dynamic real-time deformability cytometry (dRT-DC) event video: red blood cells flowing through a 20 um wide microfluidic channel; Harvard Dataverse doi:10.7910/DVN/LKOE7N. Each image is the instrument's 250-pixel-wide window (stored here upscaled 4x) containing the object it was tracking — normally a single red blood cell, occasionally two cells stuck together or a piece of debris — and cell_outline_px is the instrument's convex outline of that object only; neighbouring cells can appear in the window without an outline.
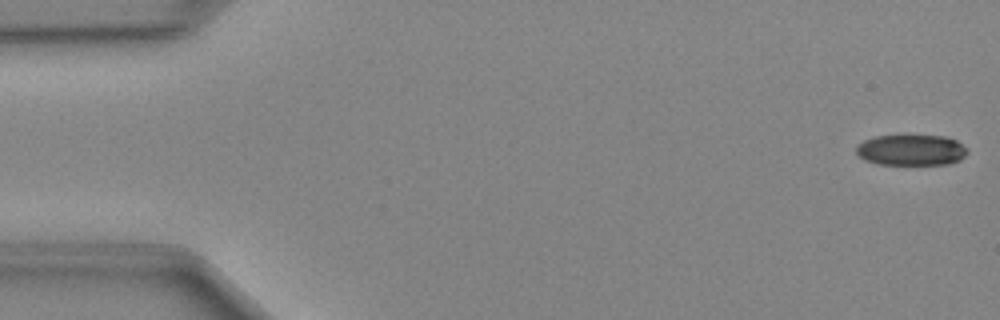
{"species": "Egyptian fruit bat (a non-hibernating species)", "species_latin": "Rousettus aegyptiacus", "temperature_condition": "cold", "stored_images_in_passage": 48, "camera_frame_rate_fps": 3000, "um_per_image_px": 0.085, "animal": {"sex": "female"}, "frame": {"image": 1, "passage_image": 1, "time_ms": 0.0, "image_size_px": [1000, 320], "cell_outline_px": [[968, 152], [960, 160], [948, 164], [876, 164], [864, 160], [856, 152], [856, 144], [864, 140], [876, 136], [944, 136], [956, 140], [968, 148]], "centroid_in_image_um": [77.45, 12.76], "position_along_channel_um": 7.6, "area_um2": 20.0}}
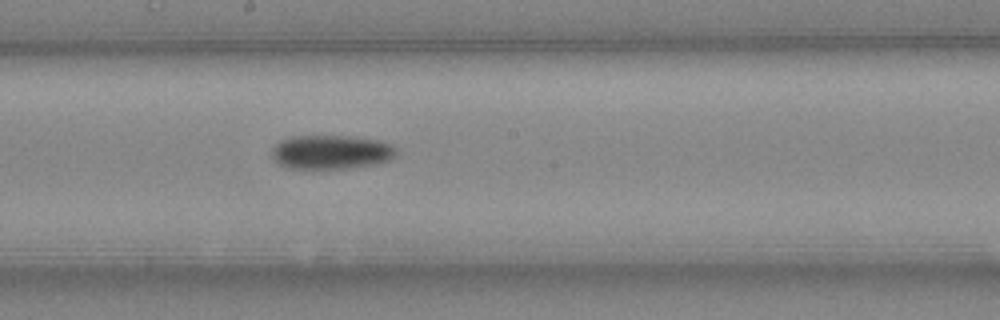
{"frame": {"image": 2, "passage_image": 26, "time_ms": 8.333, "image_size_px": [1000, 320], "cell_outline_px": [[396, 156], [392, 160], [376, 164], [348, 168], [284, 168], [272, 156], [272, 148], [280, 140], [292, 136], [348, 136], [380, 140], [392, 144], [396, 148]], "centroid_in_image_um": [28.18, 12.92], "position_along_channel_um": 220.0, "area_um2": 24.85}}
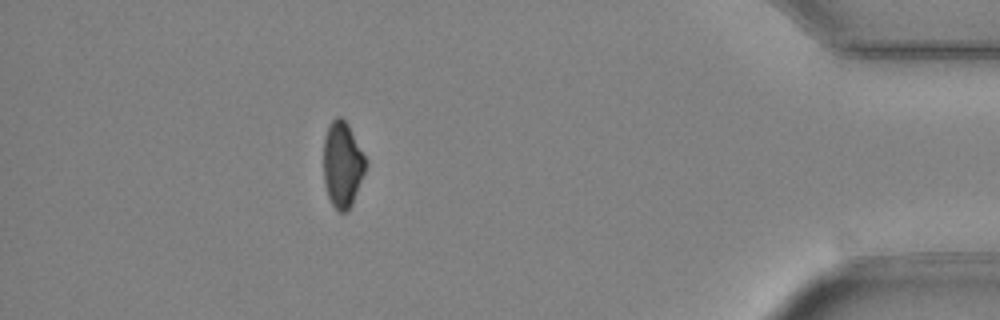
{"frame": {"image": 3, "passage_image": 43, "time_ms": 14.0, "image_size_px": [1000, 320], "cell_outline_px": [[368, 164], [352, 204], [348, 212], [340, 212], [332, 204], [328, 196], [324, 184], [324, 136], [328, 124], [336, 116], [340, 116], [348, 124], [368, 160]], "centroid_in_image_um": [29.12, 13.96], "position_along_channel_um": 406.1, "area_um2": 21.33}}